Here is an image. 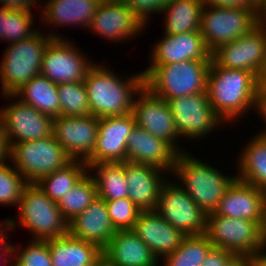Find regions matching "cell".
Listing matches in <instances>:
<instances>
[{
    "mask_svg": "<svg viewBox=\"0 0 266 266\" xmlns=\"http://www.w3.org/2000/svg\"><path fill=\"white\" fill-rule=\"evenodd\" d=\"M107 266H158L159 260L132 230L116 231L102 250Z\"/></svg>",
    "mask_w": 266,
    "mask_h": 266,
    "instance_id": "cell-24",
    "label": "cell"
},
{
    "mask_svg": "<svg viewBox=\"0 0 266 266\" xmlns=\"http://www.w3.org/2000/svg\"><path fill=\"white\" fill-rule=\"evenodd\" d=\"M99 118L93 115L54 118L53 136L73 160L86 161L93 153Z\"/></svg>",
    "mask_w": 266,
    "mask_h": 266,
    "instance_id": "cell-17",
    "label": "cell"
},
{
    "mask_svg": "<svg viewBox=\"0 0 266 266\" xmlns=\"http://www.w3.org/2000/svg\"><path fill=\"white\" fill-rule=\"evenodd\" d=\"M36 20L37 18L33 12H19L6 9L4 41L11 44L33 36L39 29V27L34 29V22Z\"/></svg>",
    "mask_w": 266,
    "mask_h": 266,
    "instance_id": "cell-38",
    "label": "cell"
},
{
    "mask_svg": "<svg viewBox=\"0 0 266 266\" xmlns=\"http://www.w3.org/2000/svg\"><path fill=\"white\" fill-rule=\"evenodd\" d=\"M132 113L137 126L166 141L178 153L188 151L183 143L180 145L183 141L176 129L168 102L153 94L146 86L136 94Z\"/></svg>",
    "mask_w": 266,
    "mask_h": 266,
    "instance_id": "cell-14",
    "label": "cell"
},
{
    "mask_svg": "<svg viewBox=\"0 0 266 266\" xmlns=\"http://www.w3.org/2000/svg\"><path fill=\"white\" fill-rule=\"evenodd\" d=\"M254 109L255 113L257 112L259 117H262L261 121L263 119L266 126V80L262 81L260 86L258 87ZM265 126L263 129H261L259 132L256 133L261 135H266Z\"/></svg>",
    "mask_w": 266,
    "mask_h": 266,
    "instance_id": "cell-42",
    "label": "cell"
},
{
    "mask_svg": "<svg viewBox=\"0 0 266 266\" xmlns=\"http://www.w3.org/2000/svg\"><path fill=\"white\" fill-rule=\"evenodd\" d=\"M203 6V0H174L165 4L163 34L200 32Z\"/></svg>",
    "mask_w": 266,
    "mask_h": 266,
    "instance_id": "cell-29",
    "label": "cell"
},
{
    "mask_svg": "<svg viewBox=\"0 0 266 266\" xmlns=\"http://www.w3.org/2000/svg\"><path fill=\"white\" fill-rule=\"evenodd\" d=\"M150 54L149 65H164L189 60H211L200 32H186L176 35L162 34Z\"/></svg>",
    "mask_w": 266,
    "mask_h": 266,
    "instance_id": "cell-21",
    "label": "cell"
},
{
    "mask_svg": "<svg viewBox=\"0 0 266 266\" xmlns=\"http://www.w3.org/2000/svg\"><path fill=\"white\" fill-rule=\"evenodd\" d=\"M254 134L251 140H246L239 158L237 157L236 178L266 194V135Z\"/></svg>",
    "mask_w": 266,
    "mask_h": 266,
    "instance_id": "cell-28",
    "label": "cell"
},
{
    "mask_svg": "<svg viewBox=\"0 0 266 266\" xmlns=\"http://www.w3.org/2000/svg\"><path fill=\"white\" fill-rule=\"evenodd\" d=\"M189 152L178 153L170 176L208 215L213 213L236 175L224 174ZM174 176V177H173Z\"/></svg>",
    "mask_w": 266,
    "mask_h": 266,
    "instance_id": "cell-3",
    "label": "cell"
},
{
    "mask_svg": "<svg viewBox=\"0 0 266 266\" xmlns=\"http://www.w3.org/2000/svg\"><path fill=\"white\" fill-rule=\"evenodd\" d=\"M9 148V160L28 184L38 183L73 160L53 135L35 141L11 143Z\"/></svg>",
    "mask_w": 266,
    "mask_h": 266,
    "instance_id": "cell-7",
    "label": "cell"
},
{
    "mask_svg": "<svg viewBox=\"0 0 266 266\" xmlns=\"http://www.w3.org/2000/svg\"><path fill=\"white\" fill-rule=\"evenodd\" d=\"M146 26L121 0H102L88 27L91 31L108 42L121 43L123 40H134ZM144 31V32H143ZM135 36V37H134Z\"/></svg>",
    "mask_w": 266,
    "mask_h": 266,
    "instance_id": "cell-16",
    "label": "cell"
},
{
    "mask_svg": "<svg viewBox=\"0 0 266 266\" xmlns=\"http://www.w3.org/2000/svg\"><path fill=\"white\" fill-rule=\"evenodd\" d=\"M98 266H107L103 261Z\"/></svg>",
    "mask_w": 266,
    "mask_h": 266,
    "instance_id": "cell-54",
    "label": "cell"
},
{
    "mask_svg": "<svg viewBox=\"0 0 266 266\" xmlns=\"http://www.w3.org/2000/svg\"><path fill=\"white\" fill-rule=\"evenodd\" d=\"M1 257L3 259L0 260V262L3 261V263H0L1 264L0 266H8V265L10 266V265H12V252H2ZM1 257H0V259H1Z\"/></svg>",
    "mask_w": 266,
    "mask_h": 266,
    "instance_id": "cell-50",
    "label": "cell"
},
{
    "mask_svg": "<svg viewBox=\"0 0 266 266\" xmlns=\"http://www.w3.org/2000/svg\"><path fill=\"white\" fill-rule=\"evenodd\" d=\"M260 22L258 7H216L204 4L200 33L207 49L232 42Z\"/></svg>",
    "mask_w": 266,
    "mask_h": 266,
    "instance_id": "cell-9",
    "label": "cell"
},
{
    "mask_svg": "<svg viewBox=\"0 0 266 266\" xmlns=\"http://www.w3.org/2000/svg\"><path fill=\"white\" fill-rule=\"evenodd\" d=\"M68 233L96 244L102 250L116 233L105 200L97 197L82 213L68 223Z\"/></svg>",
    "mask_w": 266,
    "mask_h": 266,
    "instance_id": "cell-25",
    "label": "cell"
},
{
    "mask_svg": "<svg viewBox=\"0 0 266 266\" xmlns=\"http://www.w3.org/2000/svg\"><path fill=\"white\" fill-rule=\"evenodd\" d=\"M9 105L0 108V126L7 143L35 141L53 135L54 118L22 102L14 94L2 95ZM13 98V99H12Z\"/></svg>",
    "mask_w": 266,
    "mask_h": 266,
    "instance_id": "cell-13",
    "label": "cell"
},
{
    "mask_svg": "<svg viewBox=\"0 0 266 266\" xmlns=\"http://www.w3.org/2000/svg\"><path fill=\"white\" fill-rule=\"evenodd\" d=\"M211 60H189L164 65H149L143 71L144 86L168 101L207 91Z\"/></svg>",
    "mask_w": 266,
    "mask_h": 266,
    "instance_id": "cell-5",
    "label": "cell"
},
{
    "mask_svg": "<svg viewBox=\"0 0 266 266\" xmlns=\"http://www.w3.org/2000/svg\"><path fill=\"white\" fill-rule=\"evenodd\" d=\"M261 80L251 71L217 66L211 60L207 93L214 112L226 124L235 123L253 110Z\"/></svg>",
    "mask_w": 266,
    "mask_h": 266,
    "instance_id": "cell-1",
    "label": "cell"
},
{
    "mask_svg": "<svg viewBox=\"0 0 266 266\" xmlns=\"http://www.w3.org/2000/svg\"><path fill=\"white\" fill-rule=\"evenodd\" d=\"M204 4L216 7H257L251 0H203Z\"/></svg>",
    "mask_w": 266,
    "mask_h": 266,
    "instance_id": "cell-45",
    "label": "cell"
},
{
    "mask_svg": "<svg viewBox=\"0 0 266 266\" xmlns=\"http://www.w3.org/2000/svg\"><path fill=\"white\" fill-rule=\"evenodd\" d=\"M132 231L148 245L159 262L174 252L185 237L155 210L141 211Z\"/></svg>",
    "mask_w": 266,
    "mask_h": 266,
    "instance_id": "cell-23",
    "label": "cell"
},
{
    "mask_svg": "<svg viewBox=\"0 0 266 266\" xmlns=\"http://www.w3.org/2000/svg\"><path fill=\"white\" fill-rule=\"evenodd\" d=\"M233 256L230 251L212 247L200 266H225Z\"/></svg>",
    "mask_w": 266,
    "mask_h": 266,
    "instance_id": "cell-41",
    "label": "cell"
},
{
    "mask_svg": "<svg viewBox=\"0 0 266 266\" xmlns=\"http://www.w3.org/2000/svg\"><path fill=\"white\" fill-rule=\"evenodd\" d=\"M41 3L40 0H0V7H4L10 11L32 12L35 6Z\"/></svg>",
    "mask_w": 266,
    "mask_h": 266,
    "instance_id": "cell-43",
    "label": "cell"
},
{
    "mask_svg": "<svg viewBox=\"0 0 266 266\" xmlns=\"http://www.w3.org/2000/svg\"><path fill=\"white\" fill-rule=\"evenodd\" d=\"M57 92L61 115L75 117L91 115L84 81L58 84Z\"/></svg>",
    "mask_w": 266,
    "mask_h": 266,
    "instance_id": "cell-35",
    "label": "cell"
},
{
    "mask_svg": "<svg viewBox=\"0 0 266 266\" xmlns=\"http://www.w3.org/2000/svg\"><path fill=\"white\" fill-rule=\"evenodd\" d=\"M212 247L206 234L185 236L181 245L159 263L162 266H200Z\"/></svg>",
    "mask_w": 266,
    "mask_h": 266,
    "instance_id": "cell-34",
    "label": "cell"
},
{
    "mask_svg": "<svg viewBox=\"0 0 266 266\" xmlns=\"http://www.w3.org/2000/svg\"><path fill=\"white\" fill-rule=\"evenodd\" d=\"M5 19H6V8L0 7V39L4 42L5 38Z\"/></svg>",
    "mask_w": 266,
    "mask_h": 266,
    "instance_id": "cell-48",
    "label": "cell"
},
{
    "mask_svg": "<svg viewBox=\"0 0 266 266\" xmlns=\"http://www.w3.org/2000/svg\"><path fill=\"white\" fill-rule=\"evenodd\" d=\"M165 4L169 3V2H172L174 0H162Z\"/></svg>",
    "mask_w": 266,
    "mask_h": 266,
    "instance_id": "cell-53",
    "label": "cell"
},
{
    "mask_svg": "<svg viewBox=\"0 0 266 266\" xmlns=\"http://www.w3.org/2000/svg\"><path fill=\"white\" fill-rule=\"evenodd\" d=\"M14 95L22 102L33 106L41 113L52 118L61 115L57 85L42 74L35 75Z\"/></svg>",
    "mask_w": 266,
    "mask_h": 266,
    "instance_id": "cell-30",
    "label": "cell"
},
{
    "mask_svg": "<svg viewBox=\"0 0 266 266\" xmlns=\"http://www.w3.org/2000/svg\"><path fill=\"white\" fill-rule=\"evenodd\" d=\"M215 215L247 219L266 227V194L259 188L235 179L218 203Z\"/></svg>",
    "mask_w": 266,
    "mask_h": 266,
    "instance_id": "cell-19",
    "label": "cell"
},
{
    "mask_svg": "<svg viewBox=\"0 0 266 266\" xmlns=\"http://www.w3.org/2000/svg\"><path fill=\"white\" fill-rule=\"evenodd\" d=\"M136 125L133 113L99 118L96 146L86 164L127 161V140Z\"/></svg>",
    "mask_w": 266,
    "mask_h": 266,
    "instance_id": "cell-18",
    "label": "cell"
},
{
    "mask_svg": "<svg viewBox=\"0 0 266 266\" xmlns=\"http://www.w3.org/2000/svg\"><path fill=\"white\" fill-rule=\"evenodd\" d=\"M260 21L266 23V2L259 8Z\"/></svg>",
    "mask_w": 266,
    "mask_h": 266,
    "instance_id": "cell-51",
    "label": "cell"
},
{
    "mask_svg": "<svg viewBox=\"0 0 266 266\" xmlns=\"http://www.w3.org/2000/svg\"><path fill=\"white\" fill-rule=\"evenodd\" d=\"M253 266H266V251L253 257Z\"/></svg>",
    "mask_w": 266,
    "mask_h": 266,
    "instance_id": "cell-49",
    "label": "cell"
},
{
    "mask_svg": "<svg viewBox=\"0 0 266 266\" xmlns=\"http://www.w3.org/2000/svg\"><path fill=\"white\" fill-rule=\"evenodd\" d=\"M38 31L31 37L9 43L0 61L2 94H14L35 75L40 74L44 52L53 39H65L55 33ZM47 33V34H46Z\"/></svg>",
    "mask_w": 266,
    "mask_h": 266,
    "instance_id": "cell-4",
    "label": "cell"
},
{
    "mask_svg": "<svg viewBox=\"0 0 266 266\" xmlns=\"http://www.w3.org/2000/svg\"><path fill=\"white\" fill-rule=\"evenodd\" d=\"M170 179L160 190L155 211L185 236L206 234L208 215L178 183Z\"/></svg>",
    "mask_w": 266,
    "mask_h": 266,
    "instance_id": "cell-12",
    "label": "cell"
},
{
    "mask_svg": "<svg viewBox=\"0 0 266 266\" xmlns=\"http://www.w3.org/2000/svg\"><path fill=\"white\" fill-rule=\"evenodd\" d=\"M178 152L166 141L153 136L137 125L127 140V161L148 164L170 174L175 165Z\"/></svg>",
    "mask_w": 266,
    "mask_h": 266,
    "instance_id": "cell-22",
    "label": "cell"
},
{
    "mask_svg": "<svg viewBox=\"0 0 266 266\" xmlns=\"http://www.w3.org/2000/svg\"><path fill=\"white\" fill-rule=\"evenodd\" d=\"M88 171L82 160H72L63 168L57 169L36 183L51 200L58 203Z\"/></svg>",
    "mask_w": 266,
    "mask_h": 266,
    "instance_id": "cell-32",
    "label": "cell"
},
{
    "mask_svg": "<svg viewBox=\"0 0 266 266\" xmlns=\"http://www.w3.org/2000/svg\"><path fill=\"white\" fill-rule=\"evenodd\" d=\"M258 8H260L266 0H251Z\"/></svg>",
    "mask_w": 266,
    "mask_h": 266,
    "instance_id": "cell-52",
    "label": "cell"
},
{
    "mask_svg": "<svg viewBox=\"0 0 266 266\" xmlns=\"http://www.w3.org/2000/svg\"><path fill=\"white\" fill-rule=\"evenodd\" d=\"M105 203L115 231L133 229L141 210L128 197Z\"/></svg>",
    "mask_w": 266,
    "mask_h": 266,
    "instance_id": "cell-39",
    "label": "cell"
},
{
    "mask_svg": "<svg viewBox=\"0 0 266 266\" xmlns=\"http://www.w3.org/2000/svg\"><path fill=\"white\" fill-rule=\"evenodd\" d=\"M27 184L24 176L14 168L10 160L0 165V205H11L17 209Z\"/></svg>",
    "mask_w": 266,
    "mask_h": 266,
    "instance_id": "cell-36",
    "label": "cell"
},
{
    "mask_svg": "<svg viewBox=\"0 0 266 266\" xmlns=\"http://www.w3.org/2000/svg\"><path fill=\"white\" fill-rule=\"evenodd\" d=\"M124 172L128 184V198L141 211L155 210L160 190L169 179L170 173L148 164L129 161L124 162Z\"/></svg>",
    "mask_w": 266,
    "mask_h": 266,
    "instance_id": "cell-20",
    "label": "cell"
},
{
    "mask_svg": "<svg viewBox=\"0 0 266 266\" xmlns=\"http://www.w3.org/2000/svg\"><path fill=\"white\" fill-rule=\"evenodd\" d=\"M102 0H44L39 12L44 25L63 28L78 26L88 29L97 7ZM67 25V26H66ZM63 26V27H62Z\"/></svg>",
    "mask_w": 266,
    "mask_h": 266,
    "instance_id": "cell-26",
    "label": "cell"
},
{
    "mask_svg": "<svg viewBox=\"0 0 266 266\" xmlns=\"http://www.w3.org/2000/svg\"><path fill=\"white\" fill-rule=\"evenodd\" d=\"M211 60L220 67L253 72L266 80V23L260 21L248 33L211 52Z\"/></svg>",
    "mask_w": 266,
    "mask_h": 266,
    "instance_id": "cell-10",
    "label": "cell"
},
{
    "mask_svg": "<svg viewBox=\"0 0 266 266\" xmlns=\"http://www.w3.org/2000/svg\"><path fill=\"white\" fill-rule=\"evenodd\" d=\"M18 221L9 218L11 229H27L31 240H47L68 233V222L58 204L51 200L37 184H27L17 207Z\"/></svg>",
    "mask_w": 266,
    "mask_h": 266,
    "instance_id": "cell-6",
    "label": "cell"
},
{
    "mask_svg": "<svg viewBox=\"0 0 266 266\" xmlns=\"http://www.w3.org/2000/svg\"><path fill=\"white\" fill-rule=\"evenodd\" d=\"M46 242L53 266H98L103 261L101 248L69 233Z\"/></svg>",
    "mask_w": 266,
    "mask_h": 266,
    "instance_id": "cell-27",
    "label": "cell"
},
{
    "mask_svg": "<svg viewBox=\"0 0 266 266\" xmlns=\"http://www.w3.org/2000/svg\"><path fill=\"white\" fill-rule=\"evenodd\" d=\"M167 102L180 138H187L188 141L200 143V139L208 138V135L226 124L211 107L207 91L169 99Z\"/></svg>",
    "mask_w": 266,
    "mask_h": 266,
    "instance_id": "cell-11",
    "label": "cell"
},
{
    "mask_svg": "<svg viewBox=\"0 0 266 266\" xmlns=\"http://www.w3.org/2000/svg\"><path fill=\"white\" fill-rule=\"evenodd\" d=\"M97 197L95 180L91 173L87 171L57 204L63 217L69 223L82 213Z\"/></svg>",
    "mask_w": 266,
    "mask_h": 266,
    "instance_id": "cell-33",
    "label": "cell"
},
{
    "mask_svg": "<svg viewBox=\"0 0 266 266\" xmlns=\"http://www.w3.org/2000/svg\"><path fill=\"white\" fill-rule=\"evenodd\" d=\"M9 145L3 130L0 126V165H3L9 160Z\"/></svg>",
    "mask_w": 266,
    "mask_h": 266,
    "instance_id": "cell-46",
    "label": "cell"
},
{
    "mask_svg": "<svg viewBox=\"0 0 266 266\" xmlns=\"http://www.w3.org/2000/svg\"><path fill=\"white\" fill-rule=\"evenodd\" d=\"M11 230L9 218L0 220V252H12L11 239L8 240L9 236H7Z\"/></svg>",
    "mask_w": 266,
    "mask_h": 266,
    "instance_id": "cell-44",
    "label": "cell"
},
{
    "mask_svg": "<svg viewBox=\"0 0 266 266\" xmlns=\"http://www.w3.org/2000/svg\"><path fill=\"white\" fill-rule=\"evenodd\" d=\"M126 6H129L133 13L144 23L149 26L151 15L163 11L165 3L162 0H121Z\"/></svg>",
    "mask_w": 266,
    "mask_h": 266,
    "instance_id": "cell-40",
    "label": "cell"
},
{
    "mask_svg": "<svg viewBox=\"0 0 266 266\" xmlns=\"http://www.w3.org/2000/svg\"><path fill=\"white\" fill-rule=\"evenodd\" d=\"M68 40L53 39L44 52L40 74L56 85L84 81L95 63L74 45V41Z\"/></svg>",
    "mask_w": 266,
    "mask_h": 266,
    "instance_id": "cell-15",
    "label": "cell"
},
{
    "mask_svg": "<svg viewBox=\"0 0 266 266\" xmlns=\"http://www.w3.org/2000/svg\"><path fill=\"white\" fill-rule=\"evenodd\" d=\"M110 68L95 63L84 79L90 112L97 118L132 113L134 98L144 86L143 71L122 78Z\"/></svg>",
    "mask_w": 266,
    "mask_h": 266,
    "instance_id": "cell-2",
    "label": "cell"
},
{
    "mask_svg": "<svg viewBox=\"0 0 266 266\" xmlns=\"http://www.w3.org/2000/svg\"><path fill=\"white\" fill-rule=\"evenodd\" d=\"M87 165L88 172L91 173L95 180L100 199L107 201L128 197V184L124 172V162Z\"/></svg>",
    "mask_w": 266,
    "mask_h": 266,
    "instance_id": "cell-31",
    "label": "cell"
},
{
    "mask_svg": "<svg viewBox=\"0 0 266 266\" xmlns=\"http://www.w3.org/2000/svg\"><path fill=\"white\" fill-rule=\"evenodd\" d=\"M18 244L12 243V266H53L46 240L30 239L25 246Z\"/></svg>",
    "mask_w": 266,
    "mask_h": 266,
    "instance_id": "cell-37",
    "label": "cell"
},
{
    "mask_svg": "<svg viewBox=\"0 0 266 266\" xmlns=\"http://www.w3.org/2000/svg\"><path fill=\"white\" fill-rule=\"evenodd\" d=\"M206 235L213 247L255 257L266 251L265 229L256 221L208 214Z\"/></svg>",
    "mask_w": 266,
    "mask_h": 266,
    "instance_id": "cell-8",
    "label": "cell"
},
{
    "mask_svg": "<svg viewBox=\"0 0 266 266\" xmlns=\"http://www.w3.org/2000/svg\"><path fill=\"white\" fill-rule=\"evenodd\" d=\"M225 266H253V257L234 255Z\"/></svg>",
    "mask_w": 266,
    "mask_h": 266,
    "instance_id": "cell-47",
    "label": "cell"
}]
</instances>
